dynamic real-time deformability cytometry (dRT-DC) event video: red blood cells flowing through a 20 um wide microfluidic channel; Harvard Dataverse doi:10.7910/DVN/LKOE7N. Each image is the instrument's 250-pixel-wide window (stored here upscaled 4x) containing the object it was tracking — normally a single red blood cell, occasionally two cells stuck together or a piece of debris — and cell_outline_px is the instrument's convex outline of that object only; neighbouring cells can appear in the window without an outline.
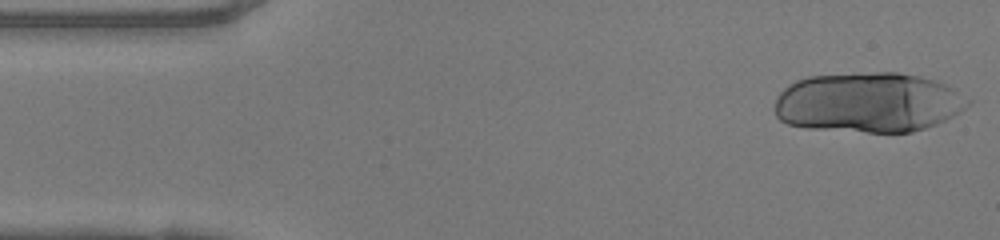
{"species": "human", "species_latin": "Homo sapiens", "temperature_condition": "warm", "stored_images_in_passage": 15, "camera_frame_rate_fps": 3000, "um_per_image_px": 0.085, "donor": {"sex": "female"}, "frame": {"image": 1, "passage_image": 1, "time_ms": 0.0, "image_size_px": [1000, 240], "cell_outline_px": [[972, 100], [960, 112], [936, 124], [912, 132], [868, 132], [804, 128], [788, 124], [780, 120], [776, 116], [776, 96], [784, 88], [796, 80], [808, 76], [876, 72], [896, 72], [920, 76], [944, 84], [952, 88]], "centroid_in_image_um": [73.79, 8.71], "position_along_channel_um": 11.2, "area_um2": 67.57}}